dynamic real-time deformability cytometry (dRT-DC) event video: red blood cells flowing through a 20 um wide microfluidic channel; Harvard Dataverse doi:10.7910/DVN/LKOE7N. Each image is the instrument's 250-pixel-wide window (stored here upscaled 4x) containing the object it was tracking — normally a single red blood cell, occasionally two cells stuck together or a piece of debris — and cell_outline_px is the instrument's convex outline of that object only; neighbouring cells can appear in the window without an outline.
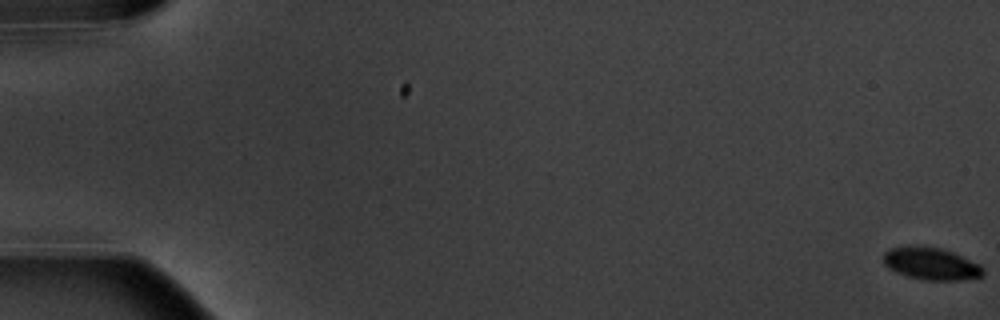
{"species": "common noctule bat (a hibernating species)", "species_latin": "Nyctalus noctula", "temperature_condition": "warm", "stored_images_in_passage": 16, "camera_frame_rate_fps": 3000, "um_per_image_px": 0.085, "animal": {"sex": "male", "body_mass_g": 20.1, "forearm_length_mm": 53.5}, "frame": {"image": 1, "passage_image": 1, "time_ms": 0.0, "image_size_px": [1000, 320], "cell_outline_px": [[984, 276], [960, 280], [924, 280], [908, 276], [896, 272], [888, 268], [884, 264], [884, 252], [888, 248], [924, 244], [940, 248], [952, 252], [980, 264], [984, 268]], "centroid_in_image_um": [79.14, 22.39], "position_along_channel_um": 5.9, "area_um2": 19.02}}
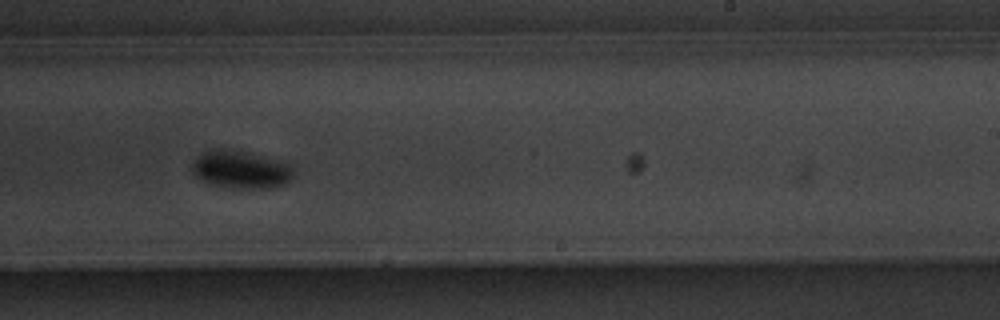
{"frame": {"image": 2, "passage_image": 11, "time_ms": 12.333, "image_size_px": [1000, 320], "cell_outline_px": [[296, 176], [284, 184], [268, 188], [236, 188], [212, 184], [196, 176], [192, 172], [192, 160], [196, 156], [212, 148], [228, 148], [252, 152], [280, 160], [292, 164]], "centroid_in_image_um": [20.51, 14.37], "position_along_channel_um": 268.5, "area_um2": 22.89}}
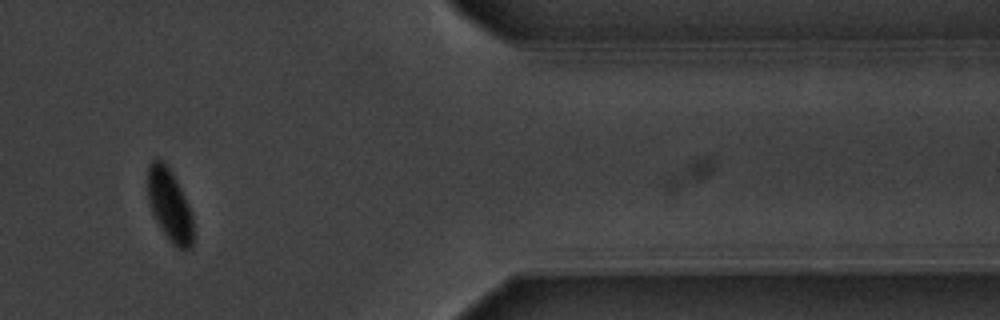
{"frame": {"image": 3, "passage_image": 14, "time_ms": 16.667, "image_size_px": [1000, 320], "cell_outline_px": [[192, 248], [184, 252], [176, 248], [168, 240], [156, 220], [152, 212], [148, 200], [148, 164], [156, 156], [168, 168], [176, 180], [192, 212]], "centroid_in_image_um": [14.41, 17.49], "position_along_channel_um": 397.0, "area_um2": 19.13}, "authors_computed_cell_mechanics": {"area_um2": 20.23, "velocity_mm_per_s": 3.5598, "shape_relaxation_time_tau1_ms": 1.5263, "shape_relaxation_time_tau2_ms": null, "deformation_change_tau1": 0.0566, "deformation_change_tau2": null}}